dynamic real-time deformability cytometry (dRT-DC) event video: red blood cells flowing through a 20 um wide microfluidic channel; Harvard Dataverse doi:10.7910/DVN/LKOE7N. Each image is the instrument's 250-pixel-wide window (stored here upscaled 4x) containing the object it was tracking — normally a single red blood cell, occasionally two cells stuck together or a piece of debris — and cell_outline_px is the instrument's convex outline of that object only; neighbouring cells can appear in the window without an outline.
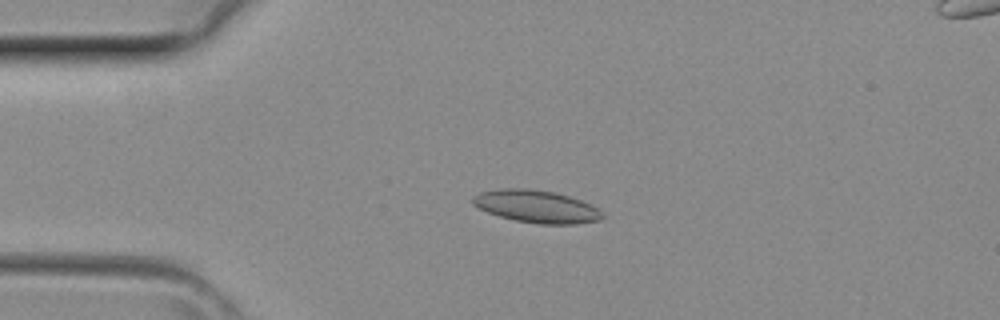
{"species": "common noctule bat (a hibernating species)", "species_latin": "Nyctalus noctula", "temperature_condition": "room temperature", "stored_images_in_passage": 4, "camera_frame_rate_fps": 3000, "um_per_image_px": 0.085, "animal": {"sex": "female", "body_mass_g": 29.2, "forearm_length_mm": 56.3}, "frame": {"image": 1, "passage_image": 2, "time_ms": 0.333, "image_size_px": [1000, 320], "cell_outline_px": [[604, 216], [600, 220], [576, 224], [540, 224], [516, 220], [500, 216], [488, 212], [472, 204], [472, 196], [480, 192], [500, 188], [524, 188], [556, 192], [580, 200], [596, 208]], "centroid_in_image_um": [45.56, 17.54], "position_along_channel_um": 39.4, "area_um2": 24.33}}